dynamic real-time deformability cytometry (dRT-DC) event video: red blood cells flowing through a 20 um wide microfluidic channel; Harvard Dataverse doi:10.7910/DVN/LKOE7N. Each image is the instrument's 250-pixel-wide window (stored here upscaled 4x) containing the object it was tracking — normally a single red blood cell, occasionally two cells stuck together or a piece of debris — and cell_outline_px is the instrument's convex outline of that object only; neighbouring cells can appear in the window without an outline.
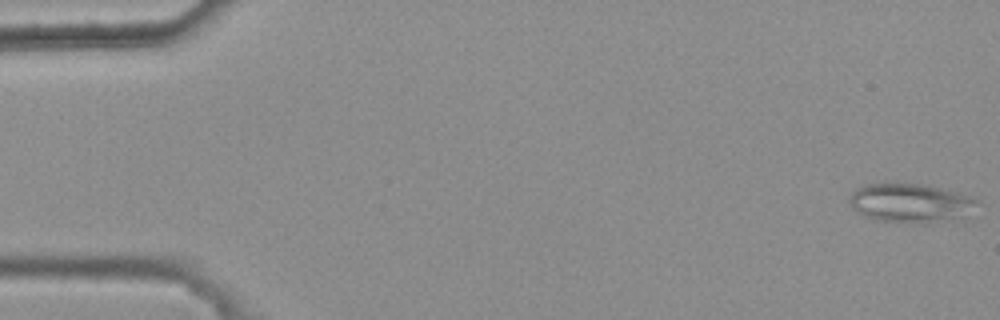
{"species": "common noctule bat (a hibernating species)", "species_latin": "Nyctalus noctula", "temperature_condition": "warm", "stored_images_in_passage": 4, "camera_frame_rate_fps": 3000, "um_per_image_px": 0.085, "animal": {"sex": "female", "body_mass_g": 25.1}, "frame": {"image": 1, "passage_image": 1, "time_ms": 0.0, "image_size_px": [1000, 320], "cell_outline_px": [[976, 200], [964, 220], [932, 224], [924, 224], [880, 220], [864, 216], [856, 212], [852, 208], [848, 200], [852, 192], [856, 188], [864, 184], [896, 180], [924, 184], [956, 192]], "centroid_in_image_um": [77.33, 17.24], "position_along_channel_um": 7.7, "area_um2": 30.0}}